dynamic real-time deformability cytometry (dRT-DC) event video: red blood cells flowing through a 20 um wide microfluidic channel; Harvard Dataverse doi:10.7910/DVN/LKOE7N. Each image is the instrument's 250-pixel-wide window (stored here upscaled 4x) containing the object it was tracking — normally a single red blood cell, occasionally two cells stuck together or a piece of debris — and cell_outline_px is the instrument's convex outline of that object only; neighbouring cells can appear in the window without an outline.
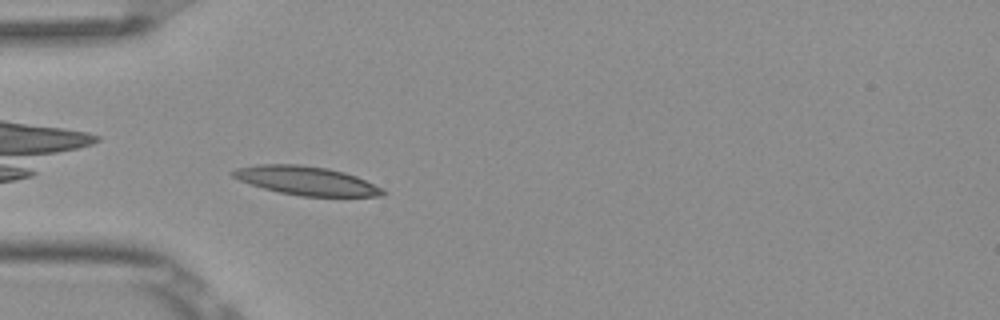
{"species": "Egyptian fruit bat (a non-hibernating species)", "species_latin": "Rousettus aegyptiacus", "temperature_condition": "room temperature", "stored_images_in_passage": 33, "camera_frame_rate_fps": 3000, "um_per_image_px": 0.085, "frame": {"image": 1, "passage_image": 3, "time_ms": 0.667, "image_size_px": [1000, 320], "cell_outline_px": [[388, 192], [384, 196], [300, 196], [280, 192], [264, 188], [240, 180], [232, 176], [228, 172], [236, 168], [256, 164], [300, 164], [328, 168], [344, 172], [356, 176], [384, 188]], "centroid_in_image_um": [26.06, 15.35], "position_along_channel_um": 58.9, "area_um2": 25.2}}
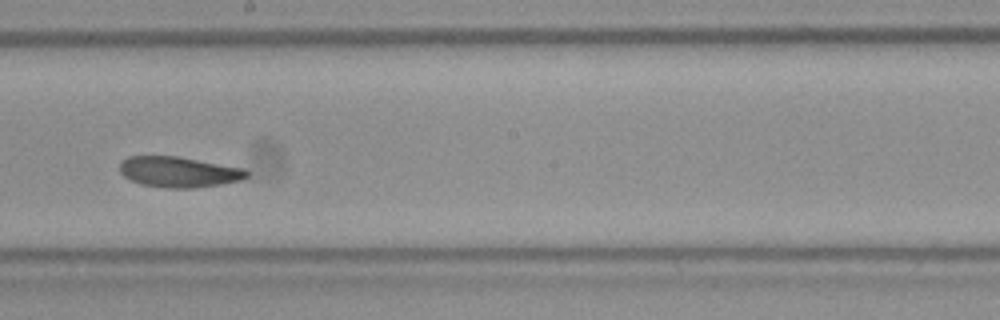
{"frame": {"image": 2, "passage_image": 17, "time_ms": 5.333, "image_size_px": [1000, 320], "cell_outline_px": [[248, 176], [240, 180], [220, 184], [192, 188], [168, 188], [140, 184], [124, 176], [120, 172], [120, 160], [128, 156], [176, 156], [244, 168], [248, 172]], "centroid_in_image_um": [15.16, 14.61], "position_along_channel_um": 233.0, "area_um2": 22.54}}
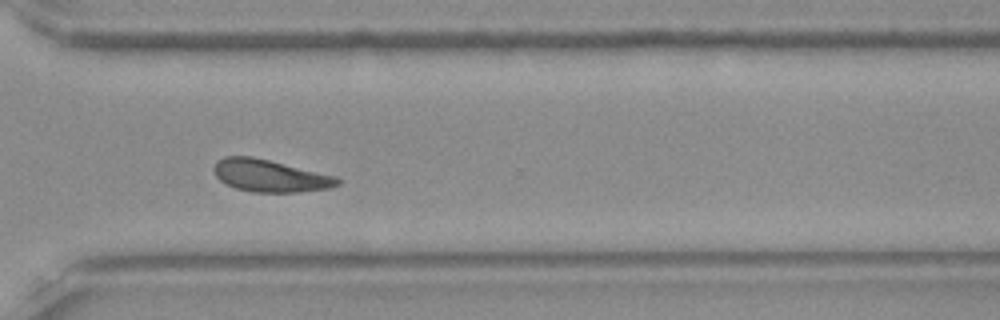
{"frame": {"image": 3, "passage_image": 26, "time_ms": 8.333, "image_size_px": [1000, 320], "cell_outline_px": [[340, 184], [332, 188], [296, 192], [252, 192], [236, 188], [220, 180], [216, 176], [212, 168], [216, 160], [224, 156], [252, 156], [336, 176], [340, 180]], "centroid_in_image_um": [22.94, 14.93], "position_along_channel_um": 347.7, "area_um2": 23.24}, "authors_computed_cell_mechanics": {"area_um2": 22.542, "velocity_mm_per_s": 3.8157, "shape_relaxation_time_tau1_ms": 8.562, "shape_relaxation_time_tau2_ms": 5.869, "deformation_change_tau1": 0.1491, "deformation_change_tau2": 0.1094}}